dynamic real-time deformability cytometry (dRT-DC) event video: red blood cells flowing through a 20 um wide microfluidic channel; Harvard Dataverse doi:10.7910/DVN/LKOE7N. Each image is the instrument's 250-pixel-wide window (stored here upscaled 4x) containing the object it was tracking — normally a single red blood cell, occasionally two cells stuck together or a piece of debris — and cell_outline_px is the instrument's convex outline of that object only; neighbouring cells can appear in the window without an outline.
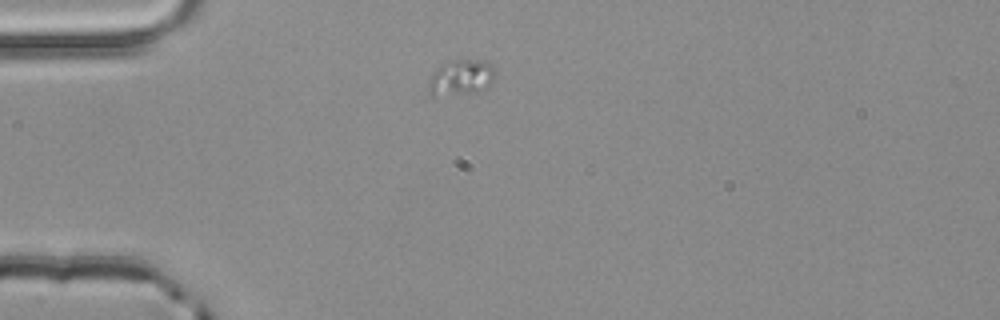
{"species": "common noctule bat (a hibernating species)", "species_latin": "Nyctalus noctula", "temperature_condition": "room temperature", "stored_images_in_passage": 1, "camera_frame_rate_fps": 3000, "um_per_image_px": 0.085, "animal": {"sex": "male", "body_mass_g": 20.4}, "frame": {"image": 1, "passage_image": 1, "time_ms": 0.0, "image_size_px": [1000, 320], "cell_outline_px": [[496, 80], [488, 88], [476, 92], [432, 96], [428, 92], [428, 80], [436, 68], [440, 64], [452, 60], [484, 60], [492, 64], [496, 68]], "centroid_in_image_um": [39.23, 6.58], "position_along_channel_um": 45.8, "area_um2": 14.33}}